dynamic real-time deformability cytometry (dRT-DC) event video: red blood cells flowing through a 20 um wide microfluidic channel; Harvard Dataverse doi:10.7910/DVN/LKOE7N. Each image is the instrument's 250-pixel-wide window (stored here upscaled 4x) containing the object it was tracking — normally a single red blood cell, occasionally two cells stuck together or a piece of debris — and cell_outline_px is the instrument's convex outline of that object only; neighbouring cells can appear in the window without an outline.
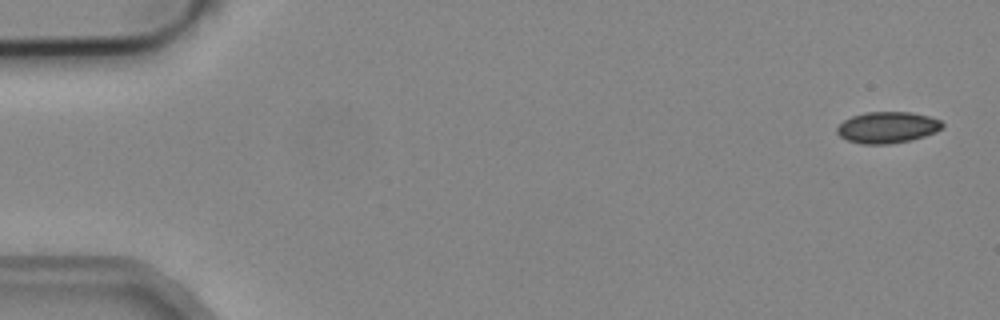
{"species": "common noctule bat (a hibernating species)", "species_latin": "Nyctalus noctula", "temperature_condition": "cold", "stored_images_in_passage": 4, "camera_frame_rate_fps": 3000, "um_per_image_px": 0.085, "animal": {"sex": "male", "body_mass_g": 19.2, "forearm_length_mm": 51.8}, "frame": {"image": 1, "passage_image": 1, "time_ms": 0.0, "image_size_px": [1000, 320], "cell_outline_px": [[944, 124], [936, 132], [924, 136], [908, 140], [888, 144], [860, 144], [848, 140], [840, 136], [836, 132], [836, 128], [844, 120], [852, 116], [864, 112], [912, 112], [928, 116], [940, 120]], "centroid_in_image_um": [75.4, 10.82], "position_along_channel_um": 9.6, "area_um2": 19.13}}
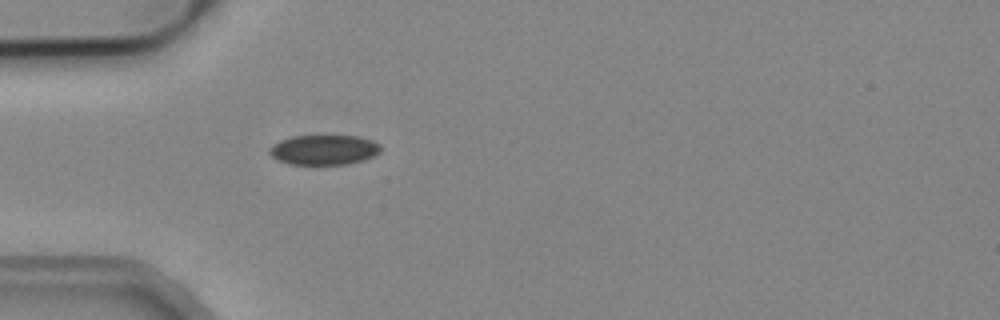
{"frame": {"image": 2, "passage_image": 4, "time_ms": 1.0, "image_size_px": [1000, 320], "cell_outline_px": [[380, 152], [372, 156], [360, 160], [344, 164], [288, 164], [276, 160], [268, 152], [268, 148], [272, 144], [280, 140], [292, 136], [360, 136], [372, 140], [380, 144]], "centroid_in_image_um": [27.48, 12.72], "position_along_channel_um": 57.5, "area_um2": 19.36}}